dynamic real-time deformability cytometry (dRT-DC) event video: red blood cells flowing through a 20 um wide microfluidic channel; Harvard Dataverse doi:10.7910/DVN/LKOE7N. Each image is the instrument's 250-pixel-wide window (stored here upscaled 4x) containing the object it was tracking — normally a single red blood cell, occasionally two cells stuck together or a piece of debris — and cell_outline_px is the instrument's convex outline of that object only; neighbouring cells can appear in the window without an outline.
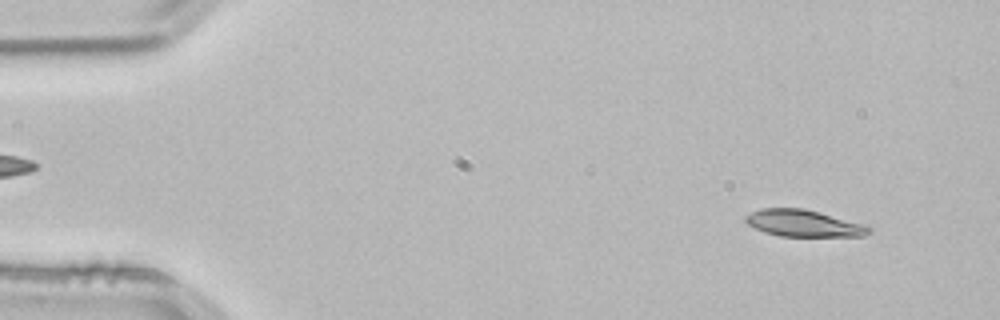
{"species": "common noctule bat (a hibernating species)", "species_latin": "Nyctalus noctula", "temperature_condition": "room temperature", "stored_images_in_passage": 52, "camera_frame_rate_fps": 3000, "um_per_image_px": 0.085, "animal": {"sex": "male", "body_mass_g": 21.5, "forearm_length_mm": 52.0}, "frame": {"image": 1, "passage_image": 4, "time_ms": 1.0, "image_size_px": [1000, 320], "cell_outline_px": [[872, 232], [864, 236], [780, 236], [764, 232], [748, 224], [744, 220], [744, 216], [760, 208], [804, 208], [868, 224], [872, 228]], "centroid_in_image_um": [68.37, 18.97], "position_along_channel_um": 16.6, "area_um2": 19.54}}
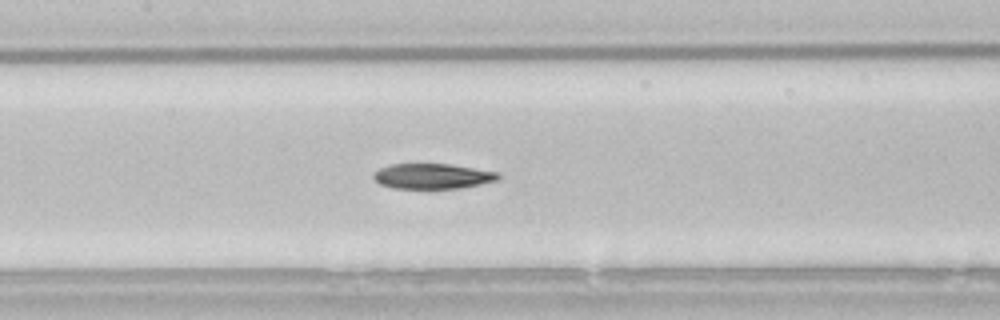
{"frame": {"image": 2, "passage_image": 24, "time_ms": 7.667, "image_size_px": [1000, 320], "cell_outline_px": [[500, 176], [496, 180], [480, 184], [460, 188], [392, 188], [380, 184], [372, 176], [380, 168], [392, 164], [452, 164], [500, 172]], "centroid_in_image_um": [36.79, 14.97], "position_along_channel_um": 170.6, "area_um2": 18.26}}
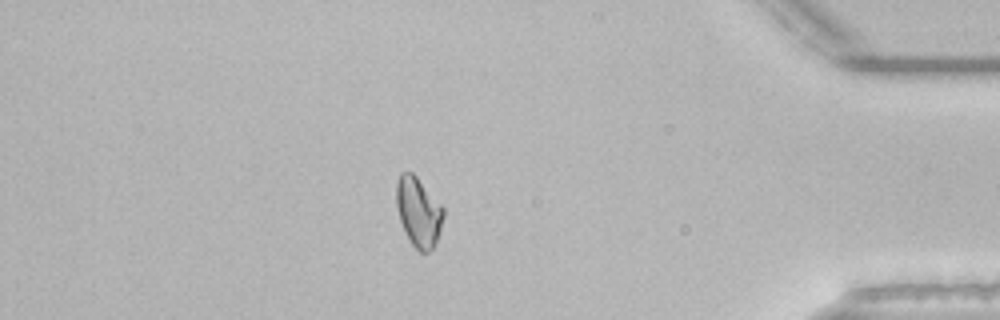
{"frame": {"image": 3, "passage_image": 45, "time_ms": 14.667, "image_size_px": [1000, 320], "cell_outline_px": [[444, 216], [436, 240], [432, 248], [428, 252], [420, 252], [412, 244], [400, 220], [396, 208], [396, 180], [400, 172], [412, 172], [416, 176], [444, 208]], "centroid_in_image_um": [35.55, 17.97], "position_along_channel_um": 399.7, "area_um2": 18.79}, "authors_computed_cell_mechanics": {"area_um2": 19.2763, "velocity_mm_per_s": 3.8309, "shape_relaxation_time_tau1_ms": 6.111, "shape_relaxation_time_tau2_ms": null, "deformation_change_tau1": 0.1611, "deformation_change_tau2": null}}